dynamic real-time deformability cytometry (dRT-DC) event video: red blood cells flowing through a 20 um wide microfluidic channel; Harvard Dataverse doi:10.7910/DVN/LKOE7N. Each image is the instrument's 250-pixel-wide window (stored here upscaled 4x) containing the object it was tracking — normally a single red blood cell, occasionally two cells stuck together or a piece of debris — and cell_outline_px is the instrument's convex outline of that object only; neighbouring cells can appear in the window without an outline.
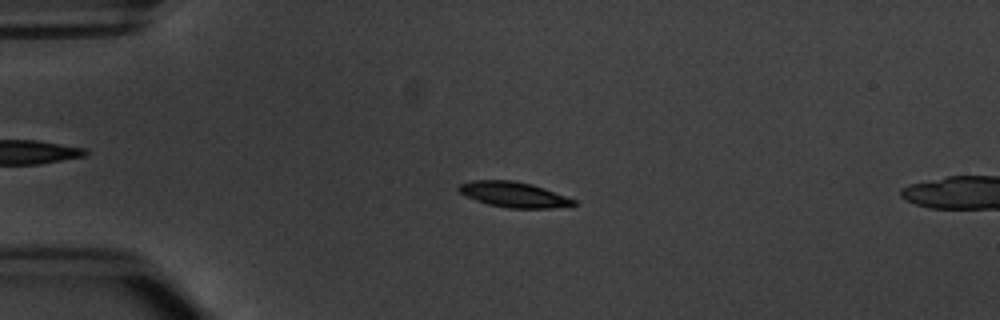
{"species": "common noctule bat (a hibernating species)", "species_latin": "Nyctalus noctula", "temperature_condition": "warm", "stored_images_in_passage": 42, "camera_frame_rate_fps": 3000, "um_per_image_px": 0.085, "animal": {"sex": "male", "body_mass_g": 20.1, "forearm_length_mm": 53.5}, "frame": {"image": 1, "passage_image": 2, "time_ms": 0.333, "image_size_px": [1000, 320], "cell_outline_px": [[576, 204], [552, 208], [508, 208], [488, 204], [476, 200], [460, 192], [456, 188], [460, 184], [472, 180], [512, 180], [532, 184], [544, 188], [576, 200]], "centroid_in_image_um": [43.65, 16.53], "position_along_channel_um": 41.3, "area_um2": 16.82}}
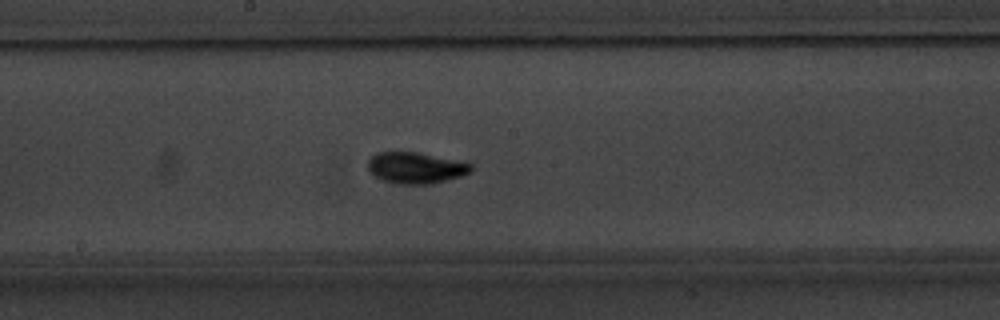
{"frame": {"image": 2, "passage_image": 18, "time_ms": 5.667, "image_size_px": [1000, 320], "cell_outline_px": [[472, 172], [464, 176], [432, 184], [396, 184], [384, 180], [368, 172], [368, 160], [376, 152], [416, 152], [472, 164]], "centroid_in_image_um": [35.33, 14.28], "position_along_channel_um": 212.9, "area_um2": 18.79}}
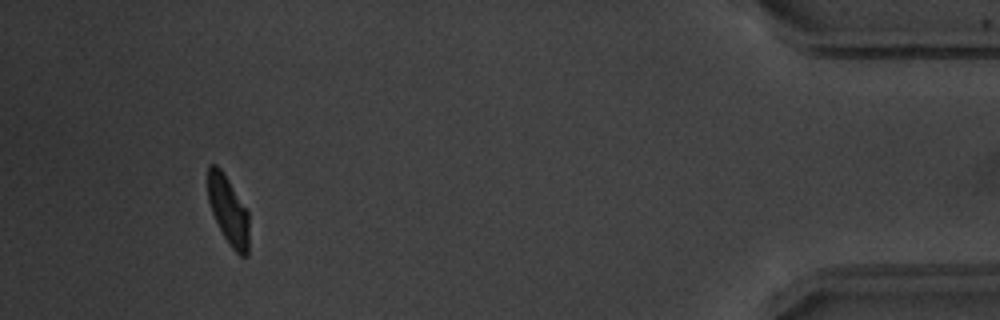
{"frame": {"image": 3, "passage_image": 39, "time_ms": 12.667, "image_size_px": [1000, 320], "cell_outline_px": [[248, 256], [240, 256], [228, 244], [212, 212], [208, 200], [208, 164], [216, 164], [224, 172], [248, 212]], "centroid_in_image_um": [19.4, 17.87], "position_along_channel_um": 415.8, "area_um2": 16.3}, "authors_computed_cell_mechanics": {"area_um2": 17.3978, "velocity_mm_per_s": 3.7818, "shape_relaxation_time_tau1_ms": 1.9458, "shape_relaxation_time_tau2_ms": 1.7812, "deformation_change_tau1": 0.1274, "deformation_change_tau2": 0.0473}}